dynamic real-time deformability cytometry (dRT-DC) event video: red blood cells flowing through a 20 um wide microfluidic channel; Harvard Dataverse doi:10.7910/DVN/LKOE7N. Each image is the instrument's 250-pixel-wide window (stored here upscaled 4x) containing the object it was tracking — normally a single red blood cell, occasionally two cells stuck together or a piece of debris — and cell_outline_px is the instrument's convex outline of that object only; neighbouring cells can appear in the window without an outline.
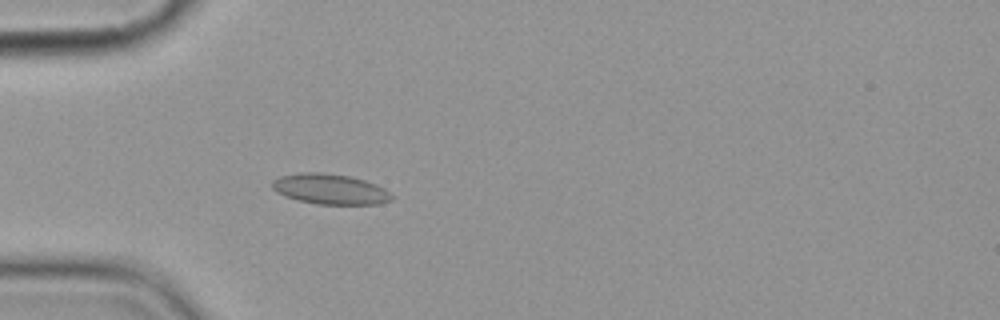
{"species": "common noctule bat (a hibernating species)", "species_latin": "Nyctalus noctula", "temperature_condition": "cold", "stored_images_in_passage": 5, "camera_frame_rate_fps": 3000, "um_per_image_px": 0.085, "animal": {"sex": "female", "body_mass_g": 19.9}, "frame": {"image": 1, "passage_image": 5, "time_ms": 4.667, "image_size_px": [1000, 320], "cell_outline_px": [[396, 196], [392, 200], [380, 204], [316, 204], [300, 200], [276, 192], [272, 188], [272, 180], [280, 176], [304, 172], [324, 172], [352, 176], [376, 184], [384, 188]], "centroid_in_image_um": [28.11, 16.06], "position_along_channel_um": 56.9, "area_um2": 21.27}}